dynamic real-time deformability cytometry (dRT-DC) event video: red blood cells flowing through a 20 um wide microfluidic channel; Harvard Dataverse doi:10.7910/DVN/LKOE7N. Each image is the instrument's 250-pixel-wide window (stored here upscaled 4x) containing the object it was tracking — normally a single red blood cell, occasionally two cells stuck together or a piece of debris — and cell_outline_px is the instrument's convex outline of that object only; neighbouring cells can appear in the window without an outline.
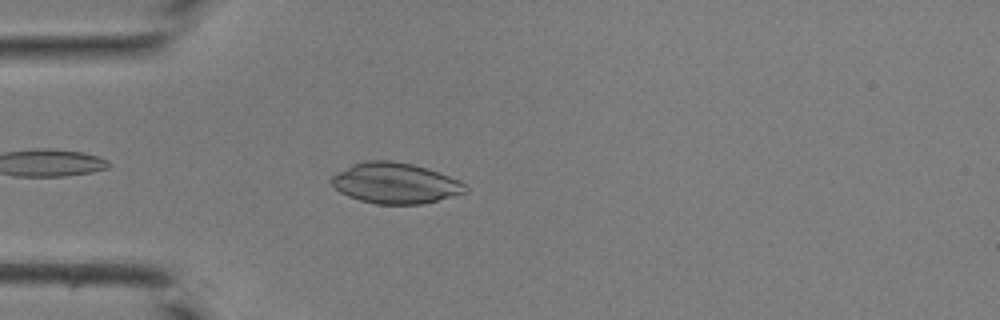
{"species": "common noctule bat (a hibernating species)", "species_latin": "Nyctalus noctula", "temperature_condition": "room temperature", "stored_images_in_passage": 26, "segment_of_instrument_passage": [1, 2], "camera_frame_rate_fps": 3000, "um_per_image_px": 0.085, "animal": {"sex": "male", "body_mass_g": 19.0, "forearm_length_mm": 50.8}, "frame": {"image": 1, "passage_image": 7, "time_ms": 2.0, "image_size_px": [1000, 320], "cell_outline_px": [[468, 192], [424, 204], [376, 204], [360, 200], [348, 196], [340, 192], [332, 184], [332, 176], [336, 172], [352, 164], [364, 160], [388, 160], [412, 164], [460, 180], [468, 188]], "centroid_in_image_um": [33.59, 15.57], "position_along_channel_um": 51.4, "area_um2": 31.67}}